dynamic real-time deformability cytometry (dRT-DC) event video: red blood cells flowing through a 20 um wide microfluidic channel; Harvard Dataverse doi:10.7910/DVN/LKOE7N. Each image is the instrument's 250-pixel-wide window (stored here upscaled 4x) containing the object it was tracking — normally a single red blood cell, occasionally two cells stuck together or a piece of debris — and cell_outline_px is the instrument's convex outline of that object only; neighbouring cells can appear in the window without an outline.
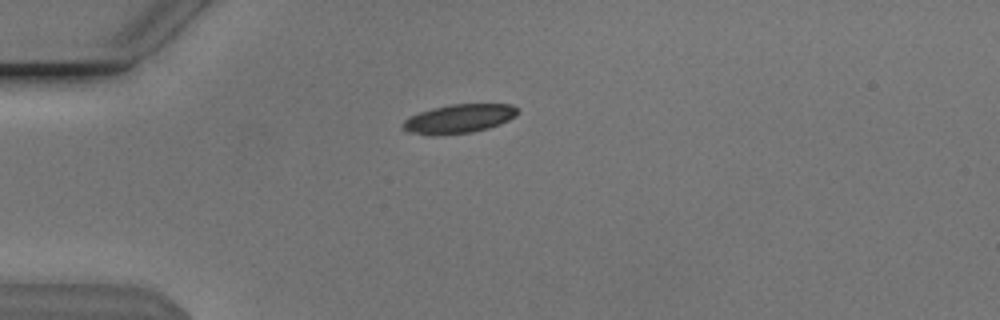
{"species": "Egyptian fruit bat (a non-hibernating species)", "species_latin": "Rousettus aegyptiacus", "temperature_condition": "cold", "stored_images_in_passage": 17, "camera_frame_rate_fps": 3000, "um_per_image_px": 0.085, "animal": {"sex": "male"}, "frame": {"image": 1, "passage_image": 1, "time_ms": 0.0, "image_size_px": [1000, 320], "cell_outline_px": [[516, 116], [500, 124], [488, 128], [472, 132], [436, 136], [428, 136], [408, 132], [400, 128], [404, 120], [408, 116], [432, 108], [452, 104], [512, 104], [516, 108]], "centroid_in_image_um": [38.93, 10.11], "position_along_channel_um": 46.1, "area_um2": 19.54}}
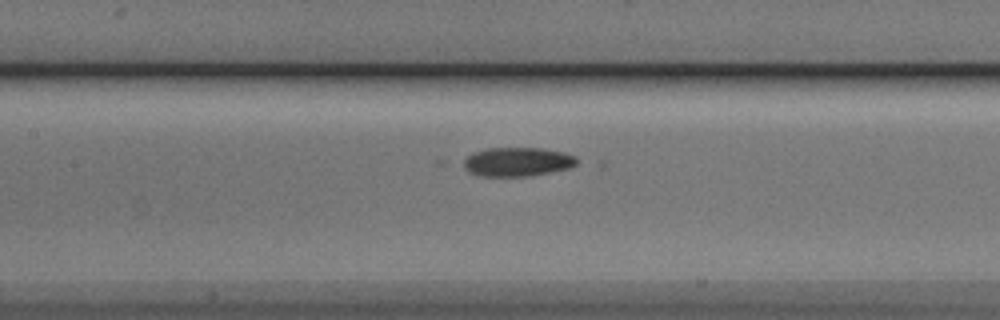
{"frame": {"image": 2, "passage_image": 12, "time_ms": 3.667, "image_size_px": [1000, 320], "cell_outline_px": [[576, 164], [568, 168], [528, 176], [484, 176], [468, 172], [464, 168], [460, 160], [472, 152], [488, 148], [544, 148], [564, 152], [576, 156]], "centroid_in_image_um": [43.91, 13.74], "position_along_channel_um": 163.5, "area_um2": 19.25}}